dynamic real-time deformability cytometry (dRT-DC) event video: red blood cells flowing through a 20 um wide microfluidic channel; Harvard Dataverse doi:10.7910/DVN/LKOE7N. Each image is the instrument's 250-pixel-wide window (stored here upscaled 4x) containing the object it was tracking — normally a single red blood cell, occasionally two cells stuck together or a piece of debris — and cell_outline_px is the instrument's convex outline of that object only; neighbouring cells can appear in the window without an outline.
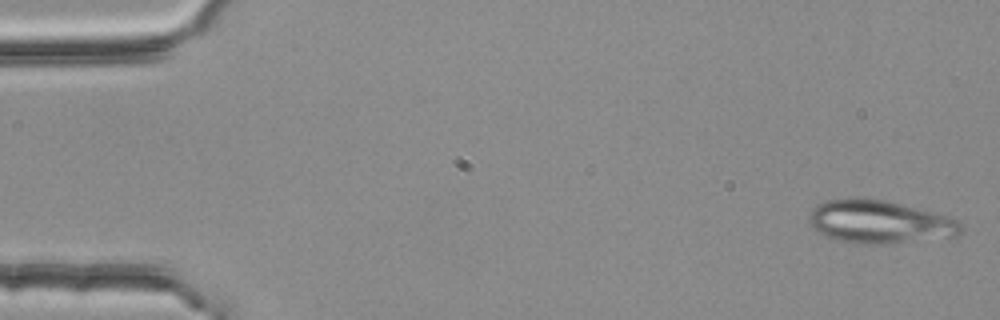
{"species": "common noctule bat (a hibernating species)", "species_latin": "Nyctalus noctula", "temperature_condition": "room temperature", "stored_images_in_passage": 4, "segment_of_instrument_passage": [2, 2], "camera_frame_rate_fps": 3000, "um_per_image_px": 0.085, "animal": {"sex": "female", "body_mass_g": 25.1}, "frame": {"image": 1, "passage_image": 4, "time_ms": 1.0, "image_size_px": [1000, 320], "cell_outline_px": [[964, 232], [956, 236], [872, 244], [856, 244], [836, 240], [816, 232], [812, 228], [808, 220], [808, 212], [816, 204], [824, 200], [852, 196], [884, 200], [932, 212], [956, 220], [964, 228]], "centroid_in_image_um": [74.64, 18.83], "position_along_channel_um": 10.4, "area_um2": 38.21}}